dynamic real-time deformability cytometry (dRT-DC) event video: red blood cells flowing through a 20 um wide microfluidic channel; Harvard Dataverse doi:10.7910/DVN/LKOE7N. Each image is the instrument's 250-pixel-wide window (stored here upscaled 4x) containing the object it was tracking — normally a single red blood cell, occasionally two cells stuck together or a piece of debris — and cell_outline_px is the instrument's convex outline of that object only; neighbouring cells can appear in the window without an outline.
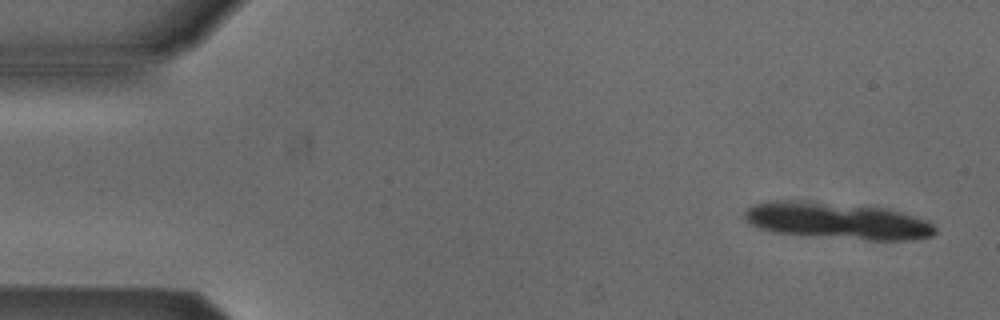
{"species": "Egyptian fruit bat (a non-hibernating species)", "species_latin": "Rousettus aegyptiacus", "temperature_condition": "cold", "stored_images_in_passage": 5, "segment_of_instrument_passage": [1, 2], "camera_frame_rate_fps": 3000, "um_per_image_px": 0.085, "animal": {"sex": "male"}, "frame": {"image": 1, "passage_image": 1, "time_ms": 0.0, "image_size_px": [1000, 320], "cell_outline_px": [[936, 232], [932, 236], [908, 240], [868, 240], [776, 232], [760, 228], [748, 224], [744, 220], [744, 212], [752, 204], [768, 200], [800, 200], [888, 208], [928, 220], [936, 228]], "centroid_in_image_um": [71.15, 18.75], "position_along_channel_um": 13.8, "area_um2": 40.75}}